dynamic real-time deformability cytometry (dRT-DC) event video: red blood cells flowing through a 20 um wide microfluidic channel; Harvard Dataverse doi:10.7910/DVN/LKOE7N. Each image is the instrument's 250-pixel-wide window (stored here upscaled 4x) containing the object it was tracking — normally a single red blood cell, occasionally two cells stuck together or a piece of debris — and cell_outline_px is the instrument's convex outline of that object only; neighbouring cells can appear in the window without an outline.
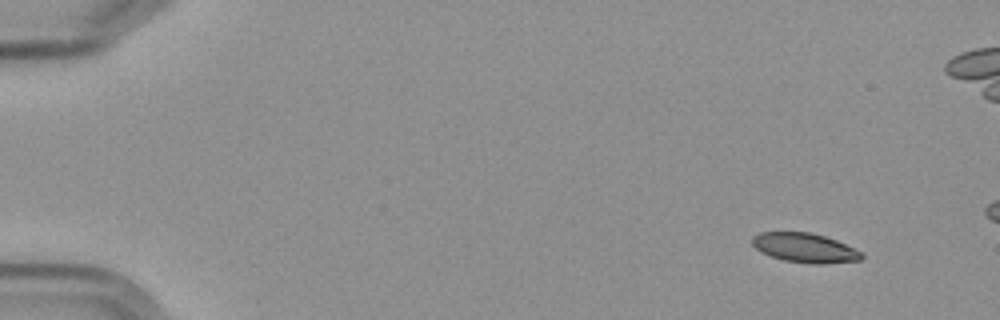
{"species": "Egyptian fruit bat (a non-hibernating species)", "species_latin": "Rousettus aegyptiacus", "temperature_condition": "cold", "stored_images_in_passage": 4, "camera_frame_rate_fps": 3000, "um_per_image_px": 0.085, "frame": {"image": 1, "passage_image": 1, "time_ms": 0.0, "image_size_px": [1000, 320], "cell_outline_px": [[864, 256], [860, 260], [824, 264], [812, 264], [784, 260], [760, 252], [752, 244], [752, 236], [760, 232], [808, 232], [824, 236], [836, 240], [864, 252]], "centroid_in_image_um": [68.43, 21.07], "position_along_channel_um": 16.6, "area_um2": 18.79}}